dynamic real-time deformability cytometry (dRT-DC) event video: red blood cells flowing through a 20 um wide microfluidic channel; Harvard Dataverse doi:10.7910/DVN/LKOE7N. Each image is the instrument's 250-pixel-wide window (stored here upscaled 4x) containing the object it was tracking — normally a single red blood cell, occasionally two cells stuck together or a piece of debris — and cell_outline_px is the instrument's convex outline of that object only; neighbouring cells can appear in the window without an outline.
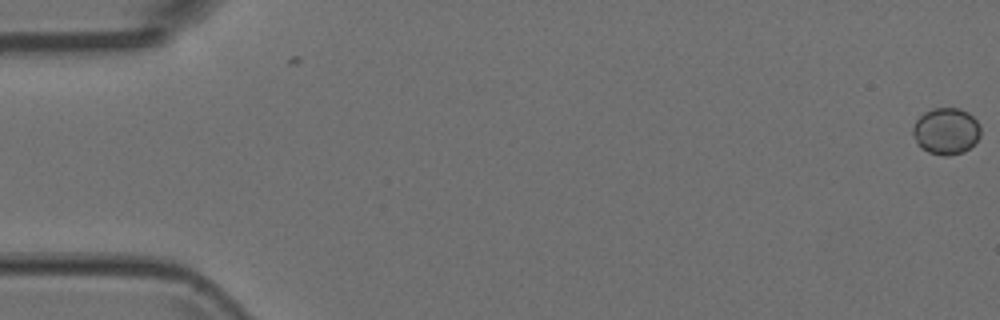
{"species": "Egyptian fruit bat (a non-hibernating species)", "species_latin": "Rousettus aegyptiacus", "temperature_condition": "room temperature", "stored_images_in_passage": 3, "camera_frame_rate_fps": 3000, "um_per_image_px": 0.085, "animal": {"sex": "female"}, "frame": {"image": 1, "passage_image": 1, "time_ms": 0.0, "image_size_px": [1000, 320], "cell_outline_px": [[980, 136], [964, 152], [948, 156], [944, 156], [928, 152], [916, 140], [912, 132], [912, 128], [916, 120], [924, 112], [932, 108], [960, 108], [968, 112], [980, 124]], "centroid_in_image_um": [80.43, 11.12], "position_along_channel_um": 4.6, "area_um2": 18.26}}